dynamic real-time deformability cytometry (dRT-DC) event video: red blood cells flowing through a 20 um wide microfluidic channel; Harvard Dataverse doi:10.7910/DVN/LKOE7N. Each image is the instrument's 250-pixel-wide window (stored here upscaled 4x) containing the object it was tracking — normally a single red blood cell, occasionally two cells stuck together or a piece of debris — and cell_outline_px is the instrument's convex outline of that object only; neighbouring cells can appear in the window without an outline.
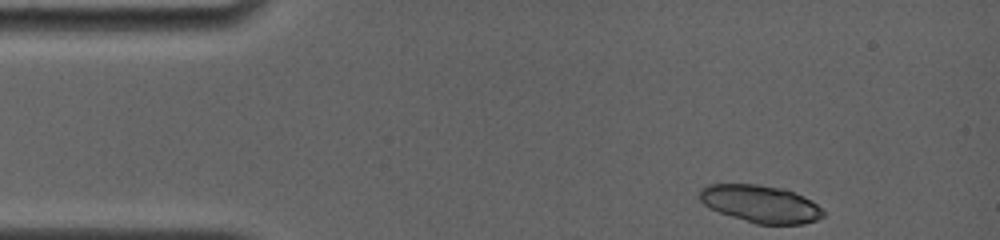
{"species": "common noctule bat (a hibernating species)", "species_latin": "Nyctalus noctula", "temperature_condition": "room temperature", "stored_images_in_passage": 12, "camera_frame_rate_fps": 4000, "um_per_image_px": 0.085, "animal": {"sex": "female", "body_mass_g": 19.0, "forearm_length_mm": 56.7}, "frame": {"image": 1, "passage_image": 1, "time_ms": 0.0, "image_size_px": [1000, 240], "cell_outline_px": [[824, 216], [816, 220], [804, 224], [756, 224], [720, 212], [704, 204], [700, 200], [700, 188], [708, 184], [756, 184], [784, 188], [804, 196], [812, 200], [824, 212]], "centroid_in_image_um": [64.67, 17.32], "position_along_channel_um": 20.3, "area_um2": 26.88}}